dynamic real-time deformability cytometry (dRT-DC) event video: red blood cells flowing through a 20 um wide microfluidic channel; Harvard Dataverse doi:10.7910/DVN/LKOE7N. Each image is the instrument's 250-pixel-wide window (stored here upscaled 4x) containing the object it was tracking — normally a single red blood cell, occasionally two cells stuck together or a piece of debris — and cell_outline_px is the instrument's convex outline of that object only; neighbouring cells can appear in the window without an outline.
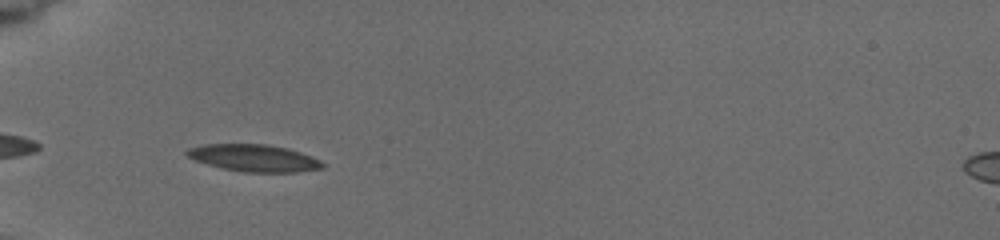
{"species": "common noctule bat (a hibernating species)", "species_latin": "Nyctalus noctula", "temperature_condition": "cold", "stored_images_in_passage": 6, "camera_frame_rate_fps": 3000, "um_per_image_px": 0.085, "animal": {"sex": "female", "body_mass_g": 19.5, "forearm_length_mm": 54.1}, "frame": {"image": 1, "passage_image": 5, "time_ms": 3.667, "image_size_px": [1000, 240], "cell_outline_px": [[324, 168], [296, 172], [244, 172], [224, 168], [208, 164], [196, 160], [188, 156], [184, 152], [188, 148], [204, 144], [268, 144], [288, 148], [312, 156], [320, 160], [324, 164]], "centroid_in_image_um": [21.61, 13.42], "position_along_channel_um": 63.4, "area_um2": 21.33}}